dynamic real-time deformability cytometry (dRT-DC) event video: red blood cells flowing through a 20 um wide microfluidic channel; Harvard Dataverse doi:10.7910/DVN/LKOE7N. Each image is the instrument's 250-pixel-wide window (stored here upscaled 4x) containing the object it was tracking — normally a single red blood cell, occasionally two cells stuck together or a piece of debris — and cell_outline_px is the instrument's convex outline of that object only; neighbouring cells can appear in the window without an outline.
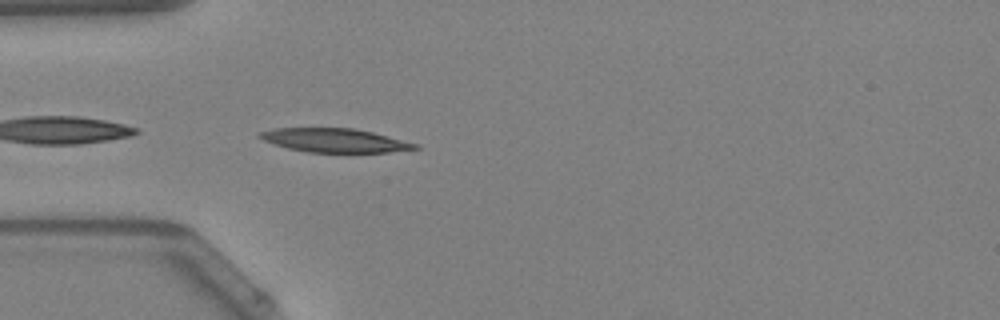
{"species": "Egyptian fruit bat (a non-hibernating species)", "species_latin": "Rousettus aegyptiacus", "temperature_condition": "warm", "stored_images_in_passage": 19, "camera_frame_rate_fps": 3000, "um_per_image_px": 0.085, "animal": {"sex": "female"}, "frame": {"image": 1, "passage_image": 1, "time_ms": 0.0, "image_size_px": [1000, 320], "cell_outline_px": [[420, 148], [388, 152], [308, 152], [288, 148], [264, 140], [256, 136], [260, 132], [276, 128], [352, 128], [372, 132], [420, 144]], "centroid_in_image_um": [28.48, 11.93], "position_along_channel_um": 56.5, "area_um2": 21.33}}
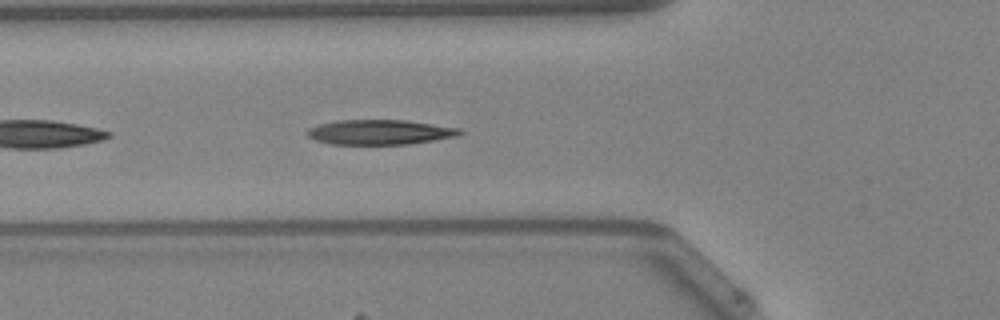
{"frame": {"image": 2, "passage_image": 4, "time_ms": 1.0, "image_size_px": [1000, 320], "cell_outline_px": [[464, 132], [456, 136], [408, 144], [328, 144], [316, 140], [308, 136], [304, 132], [308, 128], [320, 124], [336, 120], [408, 120], [460, 128]], "centroid_in_image_um": [32.25, 11.22], "position_along_channel_um": 93.5, "area_um2": 22.14}}